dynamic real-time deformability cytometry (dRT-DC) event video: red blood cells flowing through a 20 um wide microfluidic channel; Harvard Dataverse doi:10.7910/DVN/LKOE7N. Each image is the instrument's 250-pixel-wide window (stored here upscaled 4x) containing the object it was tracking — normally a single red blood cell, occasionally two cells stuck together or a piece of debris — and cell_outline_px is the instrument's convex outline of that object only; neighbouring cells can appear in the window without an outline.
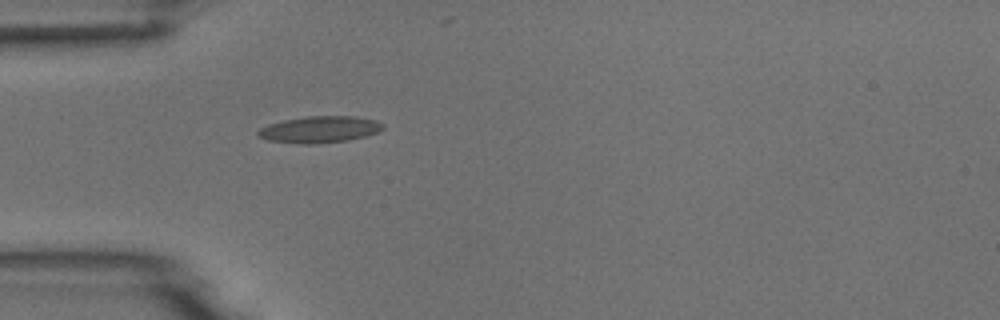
{"species": "common noctule bat (a hibernating species)", "species_latin": "Nyctalus noctula", "temperature_condition": "room temperature", "stored_images_in_passage": 1, "camera_frame_rate_fps": 3000, "um_per_image_px": 0.085, "animal": {"sex": "male", "body_mass_g": 18.8}, "frame": {"image": 1, "passage_image": 1, "time_ms": 0.0, "image_size_px": [1000, 320], "cell_outline_px": [[384, 128], [380, 132], [348, 140], [316, 144], [304, 144], [268, 140], [256, 136], [256, 132], [260, 128], [268, 124], [284, 120], [308, 116], [356, 116], [376, 120], [384, 124]], "centroid_in_image_um": [27.18, 11.0], "position_along_channel_um": 57.8, "area_um2": 19.48}}